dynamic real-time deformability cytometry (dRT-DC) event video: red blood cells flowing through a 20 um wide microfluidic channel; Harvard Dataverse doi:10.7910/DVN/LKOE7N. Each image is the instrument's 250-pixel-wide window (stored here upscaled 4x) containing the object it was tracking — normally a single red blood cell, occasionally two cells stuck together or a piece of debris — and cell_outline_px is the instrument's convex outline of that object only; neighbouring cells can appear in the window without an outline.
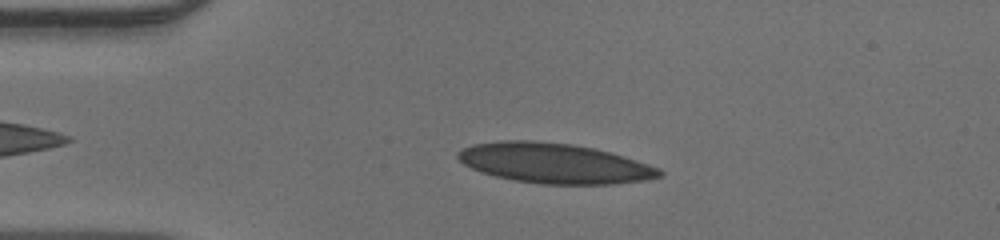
{"species": "human", "species_latin": "Homo sapiens", "temperature_condition": "warm", "stored_images_in_passage": 47, "camera_frame_rate_fps": 3000, "um_per_image_px": 0.085, "donor": {"sex": "male"}, "frame": {"image": 1, "passage_image": 9, "time_ms": 2.667, "image_size_px": [1000, 240], "cell_outline_px": [[664, 172], [660, 176], [648, 180], [612, 184], [544, 184], [516, 180], [496, 176], [480, 172], [464, 164], [456, 156], [456, 152], [472, 144], [500, 140], [532, 140], [572, 144], [592, 148], [624, 156], [660, 168]], "centroid_in_image_um": [47.11, 13.87], "position_along_channel_um": 37.9, "area_um2": 46.99}}
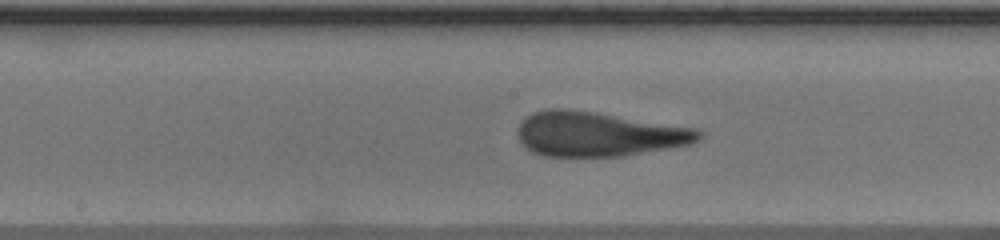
{"frame": {"image": 2, "passage_image": 23, "time_ms": 7.333, "image_size_px": [1000, 240], "cell_outline_px": [[704, 132], [700, 140], [692, 144], [620, 156], [544, 156], [532, 152], [520, 140], [520, 124], [532, 112], [544, 108], [564, 108], [592, 112], [696, 128]], "centroid_in_image_um": [50.9, 11.39], "position_along_channel_um": 197.3, "area_um2": 46.53}}
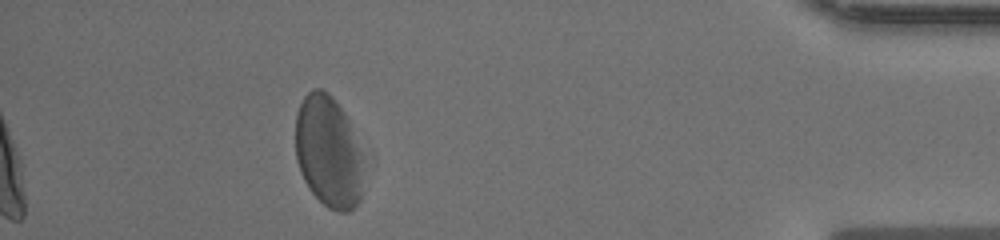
{"frame": {"image": 3, "passage_image": 42, "time_ms": 13.667, "image_size_px": [1000, 240], "cell_outline_px": [[360, 200], [348, 212], [336, 212], [328, 208], [308, 188], [300, 172], [296, 160], [296, 112], [304, 96], [312, 88], [320, 88], [328, 92], [332, 96], [344, 112], [348, 120], [360, 156]], "centroid_in_image_um": [27.84, 12.88], "position_along_channel_um": 407.4, "area_um2": 43.52}}